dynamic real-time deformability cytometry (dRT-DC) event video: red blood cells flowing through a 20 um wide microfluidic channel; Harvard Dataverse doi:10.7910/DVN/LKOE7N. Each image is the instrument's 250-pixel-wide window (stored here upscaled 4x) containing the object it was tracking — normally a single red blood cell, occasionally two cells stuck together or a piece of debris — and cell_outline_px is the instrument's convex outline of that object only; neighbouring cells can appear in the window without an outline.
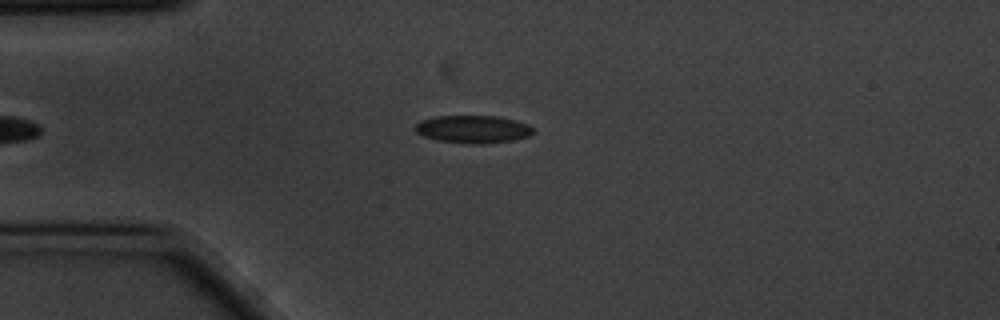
{"species": "common noctule bat (a hibernating species)", "species_latin": "Nyctalus noctula", "temperature_condition": "cold", "stored_images_in_passage": 42, "camera_frame_rate_fps": 3000, "um_per_image_px": 0.085, "animal": {"sex": "male", "body_mass_g": 20.1, "forearm_length_mm": 53.5}, "frame": {"image": 1, "passage_image": 3, "time_ms": 0.667, "image_size_px": [1000, 320], "cell_outline_px": [[536, 132], [528, 136], [512, 140], [476, 144], [436, 140], [424, 136], [416, 132], [416, 124], [420, 120], [436, 116], [500, 116], [516, 120], [528, 124]], "centroid_in_image_um": [40.22, 10.97], "position_along_channel_um": 44.8, "area_um2": 18.96}}
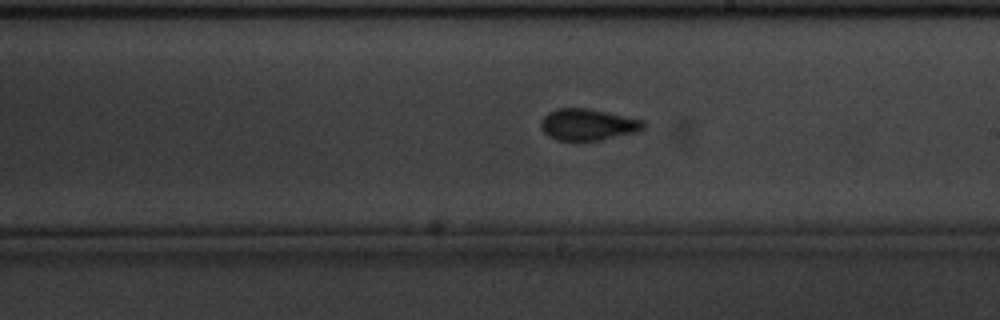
{"frame": {"image": 2, "passage_image": 21, "time_ms": 6.667, "image_size_px": [1000, 320], "cell_outline_px": [[644, 128], [636, 132], [600, 140], [556, 140], [548, 136], [540, 128], [540, 120], [548, 112], [556, 108], [588, 108], [608, 112], [644, 120]], "centroid_in_image_um": [49.93, 10.58], "position_along_channel_um": 239.1, "area_um2": 18.9}}
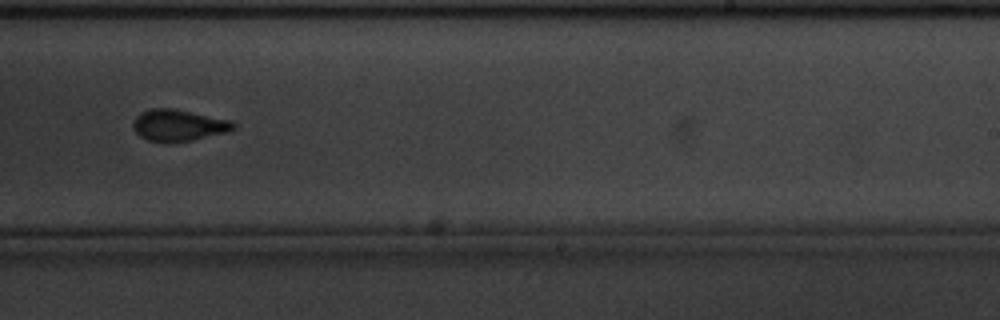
{"frame": {"image": 3, "passage_image": 24, "time_ms": 7.667, "image_size_px": [1000, 320], "cell_outline_px": [[236, 128], [228, 132], [192, 140], [148, 140], [140, 136], [132, 128], [132, 124], [136, 116], [140, 112], [148, 108], [172, 108], [232, 120], [236, 124]], "centroid_in_image_um": [15.19, 10.61], "position_along_channel_um": 273.8, "area_um2": 18.21}, "authors_computed_cell_mechanics": {"area_um2": 18.9584, "velocity_mm_per_s": 3.4899, "shape_relaxation_time_tau1_ms": 4.2129, "shape_relaxation_time_tau2_ms": 1.8213, "deformation_change_tau1": 0.1049, "deformation_change_tau2": 0.0596}}